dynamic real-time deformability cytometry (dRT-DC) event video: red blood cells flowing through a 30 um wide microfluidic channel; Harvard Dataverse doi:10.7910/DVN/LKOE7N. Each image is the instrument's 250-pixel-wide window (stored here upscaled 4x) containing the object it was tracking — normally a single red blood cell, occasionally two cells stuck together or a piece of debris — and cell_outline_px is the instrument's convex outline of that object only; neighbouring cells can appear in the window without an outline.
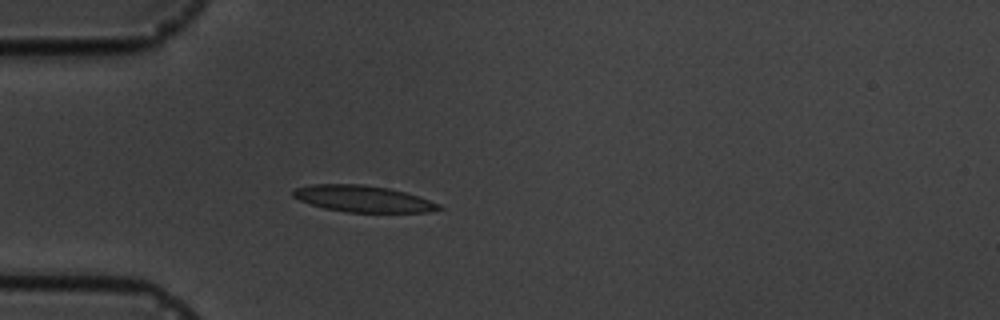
{"species": "common noctule bat (a hibernating species)", "species_latin": "Nyctalus noctula", "temperature_condition": "cold", "stored_images_in_passage": 4, "camera_frame_rate_fps": 3000, "um_per_image_px": 0.085, "animal": {"sex": "male", "body_mass_g": 19.5, "forearm_length_mm": 54.6}, "frame": {"image": 1, "passage_image": 4, "time_ms": 3.333, "image_size_px": [1000, 320], "cell_outline_px": [[444, 208], [428, 212], [348, 212], [324, 208], [300, 200], [292, 196], [292, 192], [296, 188], [312, 184], [364, 184], [388, 188], [420, 196], [440, 204]], "centroid_in_image_um": [30.88, 16.89], "position_along_channel_um": 54.1, "area_um2": 22.43}}